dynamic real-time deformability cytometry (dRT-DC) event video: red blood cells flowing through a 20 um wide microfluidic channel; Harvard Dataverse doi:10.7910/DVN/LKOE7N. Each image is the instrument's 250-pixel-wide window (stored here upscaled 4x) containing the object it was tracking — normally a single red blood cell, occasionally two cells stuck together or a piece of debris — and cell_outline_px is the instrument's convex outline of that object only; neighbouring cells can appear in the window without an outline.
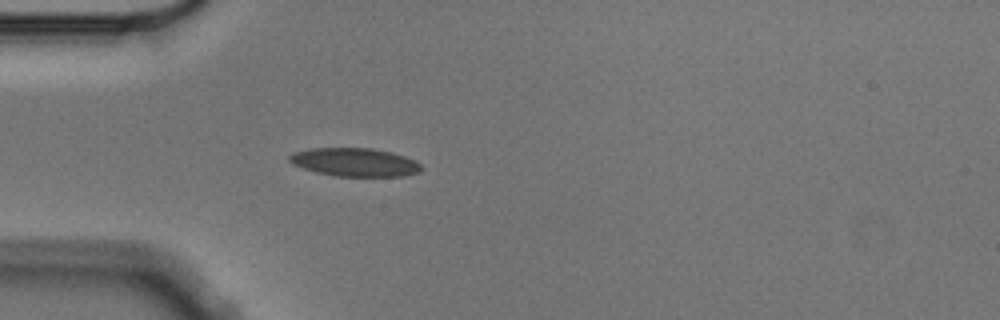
{"species": "Egyptian fruit bat (a non-hibernating species)", "species_latin": "Rousettus aegyptiacus", "temperature_condition": "cold", "stored_images_in_passage": 1, "camera_frame_rate_fps": 3000, "um_per_image_px": 0.085, "animal": {"sex": "male"}, "frame": {"image": 1, "passage_image": 1, "time_ms": 0.0, "image_size_px": [1000, 320], "cell_outline_px": [[420, 172], [404, 176], [336, 176], [316, 172], [292, 164], [288, 160], [288, 156], [296, 152], [308, 148], [372, 148], [392, 152], [404, 156], [420, 164]], "centroid_in_image_um": [30.13, 13.78], "position_along_channel_um": 54.9, "area_um2": 21.68}}